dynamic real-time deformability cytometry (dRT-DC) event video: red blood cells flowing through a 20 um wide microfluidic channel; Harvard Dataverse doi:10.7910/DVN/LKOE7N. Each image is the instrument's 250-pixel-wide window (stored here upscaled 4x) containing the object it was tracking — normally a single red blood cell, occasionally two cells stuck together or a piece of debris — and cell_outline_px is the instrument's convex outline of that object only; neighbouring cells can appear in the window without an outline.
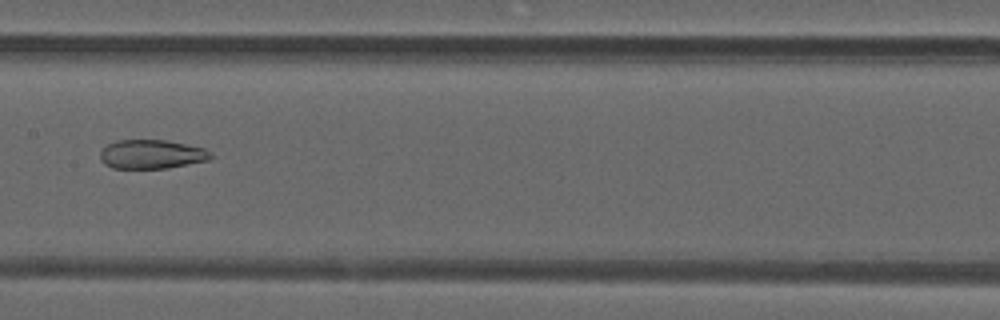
{"species": "common noctule bat (a hibernating species)", "species_latin": "Nyctalus noctula", "temperature_condition": "warm", "stored_images_in_passage": 49, "camera_frame_rate_fps": 3000, "um_per_image_px": 0.085, "animal": {"sex": "male", "forearm_length_mm": 52.5}, "frame": {"image": 1, "passage_image": 25, "time_ms": 8.0, "image_size_px": [1000, 320], "cell_outline_px": [[212, 156], [208, 160], [168, 168], [112, 168], [104, 164], [100, 160], [100, 152], [108, 144], [116, 140], [168, 140], [204, 148], [212, 152]], "centroid_in_image_um": [12.88, 13.11], "position_along_channel_um": 194.5, "area_um2": 18.73}}
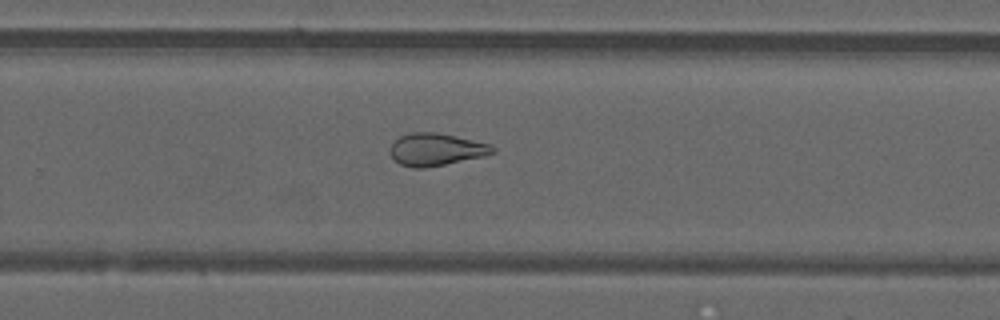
{"frame": {"image": 2, "passage_image": 32, "time_ms": 10.333, "image_size_px": [1000, 320], "cell_outline_px": [[496, 152], [484, 156], [424, 168], [412, 168], [400, 164], [388, 152], [392, 144], [400, 136], [408, 132], [436, 132], [492, 144], [496, 148]], "centroid_in_image_um": [37.07, 12.7], "position_along_channel_um": 292.7, "area_um2": 19.36}}
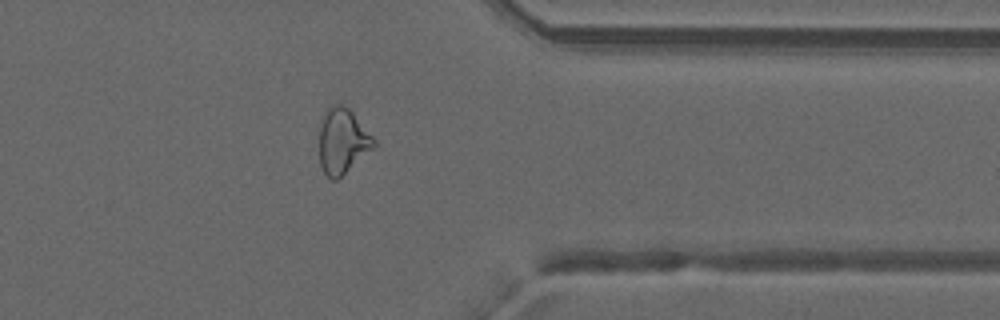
{"frame": {"image": 3, "passage_image": 39, "time_ms": 12.667, "image_size_px": [1000, 320], "cell_outline_px": [[376, 144], [372, 148], [336, 180], [332, 180], [324, 172], [320, 164], [320, 120], [324, 112], [336, 100], [344, 104], [352, 112], [376, 140]], "centroid_in_image_um": [29.08, 11.92], "position_along_channel_um": 382.3, "area_um2": 20.58}, "authors_computed_cell_mechanics": {"area_um2": 23.8136, "velocity_mm_per_s": 4.2316, "shape_relaxation_time_tau1_ms": null, "shape_relaxation_time_tau2_ms": 2.2942, "deformation_change_tau1": null, "deformation_change_tau2": 0.1075}}